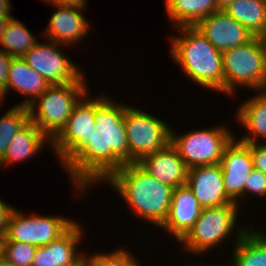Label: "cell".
<instances>
[{
	"label": "cell",
	"instance_id": "8",
	"mask_svg": "<svg viewBox=\"0 0 266 266\" xmlns=\"http://www.w3.org/2000/svg\"><path fill=\"white\" fill-rule=\"evenodd\" d=\"M94 131H97L95 97L90 98V92H87L74 106L66 125L51 140L50 147L63 169L90 144Z\"/></svg>",
	"mask_w": 266,
	"mask_h": 266
},
{
	"label": "cell",
	"instance_id": "4",
	"mask_svg": "<svg viewBox=\"0 0 266 266\" xmlns=\"http://www.w3.org/2000/svg\"><path fill=\"white\" fill-rule=\"evenodd\" d=\"M240 208L237 203L203 208L193 227L178 242L183 244L180 249H183L184 253L188 252L187 254L201 257L222 245L223 242L226 243V239H229L232 233L235 236L233 237L235 245L248 229L245 224L240 225L238 221L236 222L240 215Z\"/></svg>",
	"mask_w": 266,
	"mask_h": 266
},
{
	"label": "cell",
	"instance_id": "28",
	"mask_svg": "<svg viewBox=\"0 0 266 266\" xmlns=\"http://www.w3.org/2000/svg\"><path fill=\"white\" fill-rule=\"evenodd\" d=\"M123 248L118 247L108 253L100 251L89 254V263L91 266H140L138 258L130 250Z\"/></svg>",
	"mask_w": 266,
	"mask_h": 266
},
{
	"label": "cell",
	"instance_id": "22",
	"mask_svg": "<svg viewBox=\"0 0 266 266\" xmlns=\"http://www.w3.org/2000/svg\"><path fill=\"white\" fill-rule=\"evenodd\" d=\"M249 228L232 247L231 263L226 266H266V230Z\"/></svg>",
	"mask_w": 266,
	"mask_h": 266
},
{
	"label": "cell",
	"instance_id": "3",
	"mask_svg": "<svg viewBox=\"0 0 266 266\" xmlns=\"http://www.w3.org/2000/svg\"><path fill=\"white\" fill-rule=\"evenodd\" d=\"M179 35L170 39L169 53L190 81L199 87L224 94L222 52L195 26L176 27Z\"/></svg>",
	"mask_w": 266,
	"mask_h": 266
},
{
	"label": "cell",
	"instance_id": "23",
	"mask_svg": "<svg viewBox=\"0 0 266 266\" xmlns=\"http://www.w3.org/2000/svg\"><path fill=\"white\" fill-rule=\"evenodd\" d=\"M171 27L195 26L200 20L216 12L215 0H165Z\"/></svg>",
	"mask_w": 266,
	"mask_h": 266
},
{
	"label": "cell",
	"instance_id": "42",
	"mask_svg": "<svg viewBox=\"0 0 266 266\" xmlns=\"http://www.w3.org/2000/svg\"><path fill=\"white\" fill-rule=\"evenodd\" d=\"M262 2L264 3L265 7H266V0H262Z\"/></svg>",
	"mask_w": 266,
	"mask_h": 266
},
{
	"label": "cell",
	"instance_id": "30",
	"mask_svg": "<svg viewBox=\"0 0 266 266\" xmlns=\"http://www.w3.org/2000/svg\"><path fill=\"white\" fill-rule=\"evenodd\" d=\"M12 58L0 48V105L7 96V78Z\"/></svg>",
	"mask_w": 266,
	"mask_h": 266
},
{
	"label": "cell",
	"instance_id": "7",
	"mask_svg": "<svg viewBox=\"0 0 266 266\" xmlns=\"http://www.w3.org/2000/svg\"><path fill=\"white\" fill-rule=\"evenodd\" d=\"M221 125V126H220ZM193 129L185 134H176L171 127L170 143L185 162L188 169L197 166L220 164L225 146L234 133L226 125Z\"/></svg>",
	"mask_w": 266,
	"mask_h": 266
},
{
	"label": "cell",
	"instance_id": "32",
	"mask_svg": "<svg viewBox=\"0 0 266 266\" xmlns=\"http://www.w3.org/2000/svg\"><path fill=\"white\" fill-rule=\"evenodd\" d=\"M10 203L0 199V241L5 237L10 213L14 209Z\"/></svg>",
	"mask_w": 266,
	"mask_h": 266
},
{
	"label": "cell",
	"instance_id": "6",
	"mask_svg": "<svg viewBox=\"0 0 266 266\" xmlns=\"http://www.w3.org/2000/svg\"><path fill=\"white\" fill-rule=\"evenodd\" d=\"M87 84L50 85L28 107L30 120L52 140L66 125L74 106L90 91Z\"/></svg>",
	"mask_w": 266,
	"mask_h": 266
},
{
	"label": "cell",
	"instance_id": "2",
	"mask_svg": "<svg viewBox=\"0 0 266 266\" xmlns=\"http://www.w3.org/2000/svg\"><path fill=\"white\" fill-rule=\"evenodd\" d=\"M119 194L132 215L160 228L166 220L174 188L153 178L137 163H128L104 182Z\"/></svg>",
	"mask_w": 266,
	"mask_h": 266
},
{
	"label": "cell",
	"instance_id": "9",
	"mask_svg": "<svg viewBox=\"0 0 266 266\" xmlns=\"http://www.w3.org/2000/svg\"><path fill=\"white\" fill-rule=\"evenodd\" d=\"M125 128L129 163L165 148L170 143L171 126L146 111L125 103Z\"/></svg>",
	"mask_w": 266,
	"mask_h": 266
},
{
	"label": "cell",
	"instance_id": "24",
	"mask_svg": "<svg viewBox=\"0 0 266 266\" xmlns=\"http://www.w3.org/2000/svg\"><path fill=\"white\" fill-rule=\"evenodd\" d=\"M254 37L266 35V7L262 0H234L224 11Z\"/></svg>",
	"mask_w": 266,
	"mask_h": 266
},
{
	"label": "cell",
	"instance_id": "37",
	"mask_svg": "<svg viewBox=\"0 0 266 266\" xmlns=\"http://www.w3.org/2000/svg\"><path fill=\"white\" fill-rule=\"evenodd\" d=\"M12 18H3V17H0V39L3 35V33L5 32L6 30V27L9 23V21L11 20Z\"/></svg>",
	"mask_w": 266,
	"mask_h": 266
},
{
	"label": "cell",
	"instance_id": "21",
	"mask_svg": "<svg viewBox=\"0 0 266 266\" xmlns=\"http://www.w3.org/2000/svg\"><path fill=\"white\" fill-rule=\"evenodd\" d=\"M45 144L51 146V140L30 120L10 141L0 159V168L29 160L43 150Z\"/></svg>",
	"mask_w": 266,
	"mask_h": 266
},
{
	"label": "cell",
	"instance_id": "40",
	"mask_svg": "<svg viewBox=\"0 0 266 266\" xmlns=\"http://www.w3.org/2000/svg\"><path fill=\"white\" fill-rule=\"evenodd\" d=\"M41 1H45L46 2V5H50V4H52V5H56V0H41Z\"/></svg>",
	"mask_w": 266,
	"mask_h": 266
},
{
	"label": "cell",
	"instance_id": "36",
	"mask_svg": "<svg viewBox=\"0 0 266 266\" xmlns=\"http://www.w3.org/2000/svg\"><path fill=\"white\" fill-rule=\"evenodd\" d=\"M89 255H86L85 253L73 264L68 266H89Z\"/></svg>",
	"mask_w": 266,
	"mask_h": 266
},
{
	"label": "cell",
	"instance_id": "18",
	"mask_svg": "<svg viewBox=\"0 0 266 266\" xmlns=\"http://www.w3.org/2000/svg\"><path fill=\"white\" fill-rule=\"evenodd\" d=\"M81 226L76 222L59 239L37 247L31 266H68L75 263L84 254L77 249L84 238Z\"/></svg>",
	"mask_w": 266,
	"mask_h": 266
},
{
	"label": "cell",
	"instance_id": "11",
	"mask_svg": "<svg viewBox=\"0 0 266 266\" xmlns=\"http://www.w3.org/2000/svg\"><path fill=\"white\" fill-rule=\"evenodd\" d=\"M62 46L54 41L38 42L22 59L26 64L44 77L50 85H65L68 83H86L83 70L73 60L65 55Z\"/></svg>",
	"mask_w": 266,
	"mask_h": 266
},
{
	"label": "cell",
	"instance_id": "33",
	"mask_svg": "<svg viewBox=\"0 0 266 266\" xmlns=\"http://www.w3.org/2000/svg\"><path fill=\"white\" fill-rule=\"evenodd\" d=\"M87 1L88 0H56V5L86 9Z\"/></svg>",
	"mask_w": 266,
	"mask_h": 266
},
{
	"label": "cell",
	"instance_id": "31",
	"mask_svg": "<svg viewBox=\"0 0 266 266\" xmlns=\"http://www.w3.org/2000/svg\"><path fill=\"white\" fill-rule=\"evenodd\" d=\"M251 151L253 166L266 175V143H246Z\"/></svg>",
	"mask_w": 266,
	"mask_h": 266
},
{
	"label": "cell",
	"instance_id": "19",
	"mask_svg": "<svg viewBox=\"0 0 266 266\" xmlns=\"http://www.w3.org/2000/svg\"><path fill=\"white\" fill-rule=\"evenodd\" d=\"M50 86L47 80L29 67L22 58H12L7 78V95L17 91L25 100L16 106L29 107Z\"/></svg>",
	"mask_w": 266,
	"mask_h": 266
},
{
	"label": "cell",
	"instance_id": "17",
	"mask_svg": "<svg viewBox=\"0 0 266 266\" xmlns=\"http://www.w3.org/2000/svg\"><path fill=\"white\" fill-rule=\"evenodd\" d=\"M137 164L153 178L174 189L186 184L188 168L171 143L143 156Z\"/></svg>",
	"mask_w": 266,
	"mask_h": 266
},
{
	"label": "cell",
	"instance_id": "1",
	"mask_svg": "<svg viewBox=\"0 0 266 266\" xmlns=\"http://www.w3.org/2000/svg\"><path fill=\"white\" fill-rule=\"evenodd\" d=\"M125 104L109 95L95 96V127L88 144L65 168L80 194L103 183L113 172L129 163L125 128ZM95 184V186H94ZM89 189V190H88Z\"/></svg>",
	"mask_w": 266,
	"mask_h": 266
},
{
	"label": "cell",
	"instance_id": "38",
	"mask_svg": "<svg viewBox=\"0 0 266 266\" xmlns=\"http://www.w3.org/2000/svg\"><path fill=\"white\" fill-rule=\"evenodd\" d=\"M265 52V90H266V35L262 37Z\"/></svg>",
	"mask_w": 266,
	"mask_h": 266
},
{
	"label": "cell",
	"instance_id": "39",
	"mask_svg": "<svg viewBox=\"0 0 266 266\" xmlns=\"http://www.w3.org/2000/svg\"><path fill=\"white\" fill-rule=\"evenodd\" d=\"M0 266H14V265L0 255Z\"/></svg>",
	"mask_w": 266,
	"mask_h": 266
},
{
	"label": "cell",
	"instance_id": "14",
	"mask_svg": "<svg viewBox=\"0 0 266 266\" xmlns=\"http://www.w3.org/2000/svg\"><path fill=\"white\" fill-rule=\"evenodd\" d=\"M186 185L202 208L219 207L233 202L225 194L220 164L188 169Z\"/></svg>",
	"mask_w": 266,
	"mask_h": 266
},
{
	"label": "cell",
	"instance_id": "25",
	"mask_svg": "<svg viewBox=\"0 0 266 266\" xmlns=\"http://www.w3.org/2000/svg\"><path fill=\"white\" fill-rule=\"evenodd\" d=\"M21 21L12 18L0 39V48L13 58H22L37 43V37Z\"/></svg>",
	"mask_w": 266,
	"mask_h": 266
},
{
	"label": "cell",
	"instance_id": "34",
	"mask_svg": "<svg viewBox=\"0 0 266 266\" xmlns=\"http://www.w3.org/2000/svg\"><path fill=\"white\" fill-rule=\"evenodd\" d=\"M11 1L10 0H0V17L3 18H14L11 16L12 12V6H11Z\"/></svg>",
	"mask_w": 266,
	"mask_h": 266
},
{
	"label": "cell",
	"instance_id": "26",
	"mask_svg": "<svg viewBox=\"0 0 266 266\" xmlns=\"http://www.w3.org/2000/svg\"><path fill=\"white\" fill-rule=\"evenodd\" d=\"M8 109L0 117V159L12 138L30 121L28 107L14 105Z\"/></svg>",
	"mask_w": 266,
	"mask_h": 266
},
{
	"label": "cell",
	"instance_id": "20",
	"mask_svg": "<svg viewBox=\"0 0 266 266\" xmlns=\"http://www.w3.org/2000/svg\"><path fill=\"white\" fill-rule=\"evenodd\" d=\"M257 92L239 104L236 112V121L248 130L238 139L244 143H266V90Z\"/></svg>",
	"mask_w": 266,
	"mask_h": 266
},
{
	"label": "cell",
	"instance_id": "10",
	"mask_svg": "<svg viewBox=\"0 0 266 266\" xmlns=\"http://www.w3.org/2000/svg\"><path fill=\"white\" fill-rule=\"evenodd\" d=\"M14 207L0 242H23L43 247L64 235L77 221L62 216L23 213ZM28 215V216H27Z\"/></svg>",
	"mask_w": 266,
	"mask_h": 266
},
{
	"label": "cell",
	"instance_id": "41",
	"mask_svg": "<svg viewBox=\"0 0 266 266\" xmlns=\"http://www.w3.org/2000/svg\"><path fill=\"white\" fill-rule=\"evenodd\" d=\"M206 264H201V263H199V265L198 266H205ZM191 266V265H190ZM193 266H195V265H193ZM197 266V265H196ZM206 266H220V264L219 265H216V264H214V265H212V264H209V265H206Z\"/></svg>",
	"mask_w": 266,
	"mask_h": 266
},
{
	"label": "cell",
	"instance_id": "15",
	"mask_svg": "<svg viewBox=\"0 0 266 266\" xmlns=\"http://www.w3.org/2000/svg\"><path fill=\"white\" fill-rule=\"evenodd\" d=\"M54 6L57 11L52 13L49 23L42 33L46 39L66 46H76L85 39L90 31V22L82 13L83 8ZM85 37V38H84Z\"/></svg>",
	"mask_w": 266,
	"mask_h": 266
},
{
	"label": "cell",
	"instance_id": "5",
	"mask_svg": "<svg viewBox=\"0 0 266 266\" xmlns=\"http://www.w3.org/2000/svg\"><path fill=\"white\" fill-rule=\"evenodd\" d=\"M224 94L234 96L238 88L265 90V52L262 37L222 52ZM246 87V88H245Z\"/></svg>",
	"mask_w": 266,
	"mask_h": 266
},
{
	"label": "cell",
	"instance_id": "35",
	"mask_svg": "<svg viewBox=\"0 0 266 266\" xmlns=\"http://www.w3.org/2000/svg\"><path fill=\"white\" fill-rule=\"evenodd\" d=\"M234 0H215L217 11H225Z\"/></svg>",
	"mask_w": 266,
	"mask_h": 266
},
{
	"label": "cell",
	"instance_id": "27",
	"mask_svg": "<svg viewBox=\"0 0 266 266\" xmlns=\"http://www.w3.org/2000/svg\"><path fill=\"white\" fill-rule=\"evenodd\" d=\"M36 249L23 242H0V255L14 266H31Z\"/></svg>",
	"mask_w": 266,
	"mask_h": 266
},
{
	"label": "cell",
	"instance_id": "12",
	"mask_svg": "<svg viewBox=\"0 0 266 266\" xmlns=\"http://www.w3.org/2000/svg\"><path fill=\"white\" fill-rule=\"evenodd\" d=\"M220 165L225 194L240 207L244 202L246 180L254 169L249 146L234 136L224 148Z\"/></svg>",
	"mask_w": 266,
	"mask_h": 266
},
{
	"label": "cell",
	"instance_id": "29",
	"mask_svg": "<svg viewBox=\"0 0 266 266\" xmlns=\"http://www.w3.org/2000/svg\"><path fill=\"white\" fill-rule=\"evenodd\" d=\"M250 195H252V197L253 195H255V197L258 196L259 198H266V175L255 168L248 175V178L246 180L244 189V201H247Z\"/></svg>",
	"mask_w": 266,
	"mask_h": 266
},
{
	"label": "cell",
	"instance_id": "16",
	"mask_svg": "<svg viewBox=\"0 0 266 266\" xmlns=\"http://www.w3.org/2000/svg\"><path fill=\"white\" fill-rule=\"evenodd\" d=\"M191 189L185 184L173 190L168 216L159 229L179 242L193 227L202 211Z\"/></svg>",
	"mask_w": 266,
	"mask_h": 266
},
{
	"label": "cell",
	"instance_id": "13",
	"mask_svg": "<svg viewBox=\"0 0 266 266\" xmlns=\"http://www.w3.org/2000/svg\"><path fill=\"white\" fill-rule=\"evenodd\" d=\"M195 27L219 51L247 44L254 36L224 11H216L200 20Z\"/></svg>",
	"mask_w": 266,
	"mask_h": 266
}]
</instances>
